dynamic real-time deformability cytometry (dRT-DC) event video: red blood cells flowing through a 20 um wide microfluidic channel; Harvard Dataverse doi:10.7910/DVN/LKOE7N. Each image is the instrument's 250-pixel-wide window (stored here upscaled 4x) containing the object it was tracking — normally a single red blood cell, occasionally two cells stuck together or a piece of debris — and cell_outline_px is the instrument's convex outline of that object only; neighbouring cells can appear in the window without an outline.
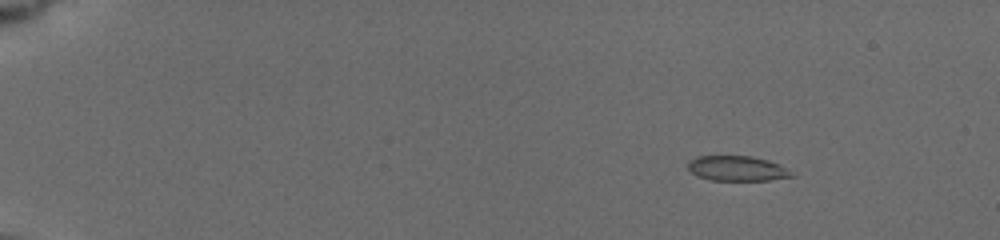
{"species": "common noctule bat (a hibernating species)", "species_latin": "Nyctalus noctula", "temperature_condition": "cold", "stored_images_in_passage": 10, "camera_frame_rate_fps": 3000, "um_per_image_px": 0.085, "animal": {"sex": "female", "body_mass_g": 19.5, "forearm_length_mm": 54.1}, "frame": {"image": 1, "passage_image": 4, "time_ms": 2.333, "image_size_px": [1000, 240], "cell_outline_px": [[796, 176], [768, 180], [712, 180], [700, 176], [692, 172], [688, 168], [688, 164], [696, 156], [752, 156], [768, 160], [780, 164]], "centroid_in_image_um": [62.69, 14.31], "position_along_channel_um": 22.3, "area_um2": 14.91}}
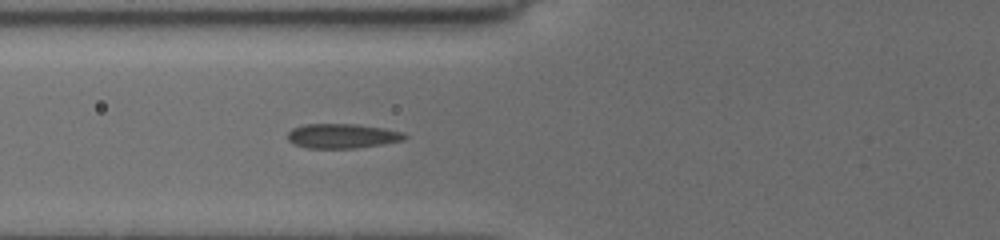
{"frame": {"image": 2, "passage_image": 10, "time_ms": 7.667, "image_size_px": [1000, 240], "cell_outline_px": [[408, 136], [404, 140], [356, 148], [308, 148], [296, 144], [288, 140], [288, 132], [292, 128], [304, 124], [356, 124], [384, 128], [404, 132]], "centroid_in_image_um": [29.1, 11.55], "position_along_channel_um": 96.7, "area_um2": 16.7}}